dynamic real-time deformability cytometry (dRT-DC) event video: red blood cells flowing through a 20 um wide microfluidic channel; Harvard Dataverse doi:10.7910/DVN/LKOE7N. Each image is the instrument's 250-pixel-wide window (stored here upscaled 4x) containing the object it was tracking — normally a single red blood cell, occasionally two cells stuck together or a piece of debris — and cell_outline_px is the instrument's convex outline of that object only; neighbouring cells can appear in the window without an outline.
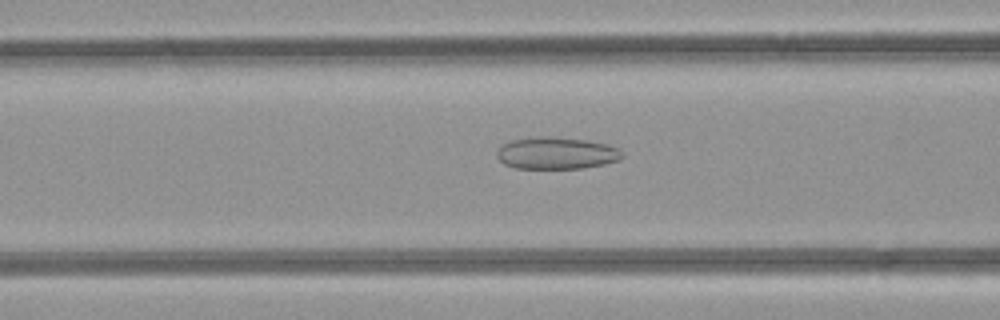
{"species": "common noctule bat (a hibernating species)", "species_latin": "Nyctalus noctula", "temperature_condition": "room temperature", "stored_images_in_passage": 49, "camera_frame_rate_fps": 3000, "um_per_image_px": 0.085, "animal": {"sex": "female", "body_mass_g": 21.9}, "frame": {"image": 1, "passage_image": 20, "time_ms": 6.333, "image_size_px": [1000, 320], "cell_outline_px": [[624, 156], [620, 160], [604, 164], [580, 168], [516, 168], [504, 164], [496, 156], [496, 152], [504, 144], [512, 140], [548, 136], [552, 136], [588, 140], [608, 144], [624, 152]], "centroid_in_image_um": [47.34, 13.02], "position_along_channel_um": 119.3, "area_um2": 23.29}}
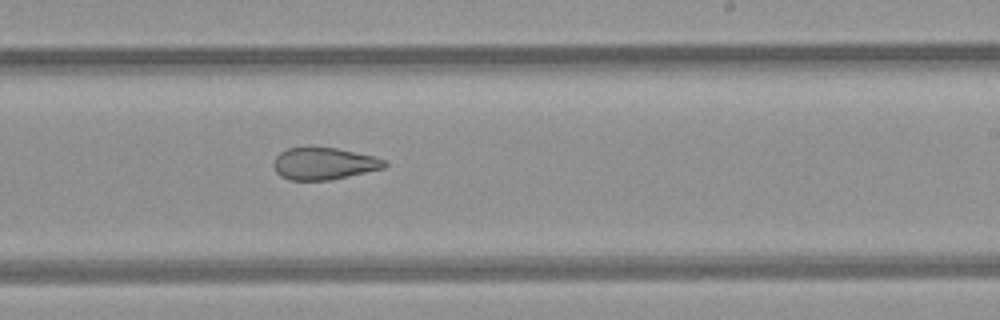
{"frame": {"image": 2, "passage_image": 30, "time_ms": 9.667, "image_size_px": [1000, 320], "cell_outline_px": [[388, 164], [384, 168], [348, 176], [328, 180], [288, 180], [280, 176], [276, 172], [272, 164], [276, 156], [280, 152], [288, 148], [336, 148], [372, 156], [384, 160]], "centroid_in_image_um": [27.49, 13.92], "position_along_channel_um": 261.5, "area_um2": 20.46}}
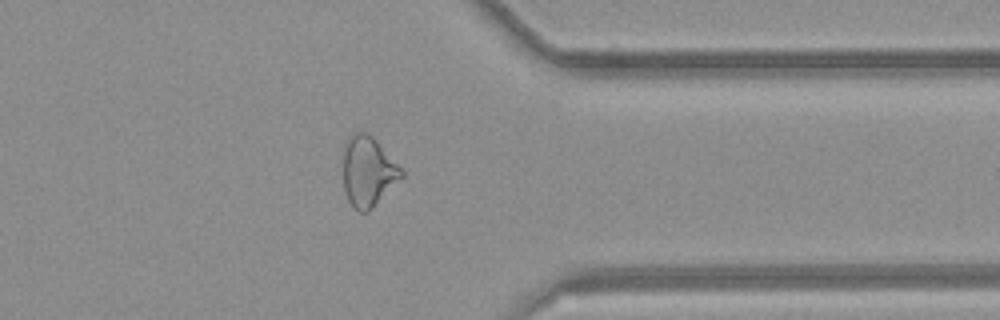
{"frame": {"image": 3, "passage_image": 39, "time_ms": 12.667, "image_size_px": [1000, 320], "cell_outline_px": [[404, 176], [368, 212], [360, 212], [348, 200], [344, 192], [344, 144], [348, 136], [352, 132], [368, 132], [376, 140], [404, 172]], "centroid_in_image_um": [31.27, 14.55], "position_along_channel_um": 380.1, "area_um2": 23.64}, "authors_computed_cell_mechanics": {"area_um2": 25.7788, "velocity_mm_per_s": 4.258, "shape_relaxation_time_tau1_ms": null, "shape_relaxation_time_tau2_ms": 2.8284, "deformation_change_tau1": null, "deformation_change_tau2": 0.1103}}